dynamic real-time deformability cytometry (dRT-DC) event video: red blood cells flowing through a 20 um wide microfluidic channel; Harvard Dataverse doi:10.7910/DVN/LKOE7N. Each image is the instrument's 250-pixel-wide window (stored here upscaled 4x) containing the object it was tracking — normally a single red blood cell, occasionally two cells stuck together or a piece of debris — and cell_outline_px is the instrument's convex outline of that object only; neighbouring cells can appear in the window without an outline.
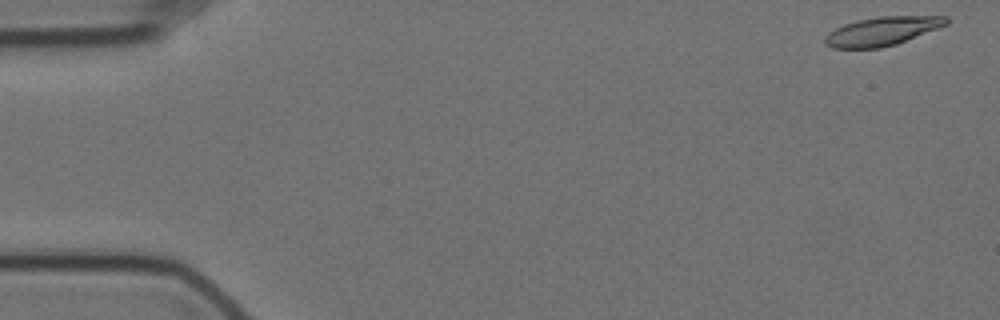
{"species": "Egyptian fruit bat (a non-hibernating species)", "species_latin": "Rousettus aegyptiacus", "temperature_condition": "cold", "stored_images_in_passage": 49, "camera_frame_rate_fps": 3000, "um_per_image_px": 0.085, "animal": {"sex": "female"}, "frame": {"image": 1, "passage_image": 1, "time_ms": 0.0, "image_size_px": [1000, 320], "cell_outline_px": [[948, 24], [896, 44], [880, 48], [832, 48], [824, 44], [824, 36], [828, 32], [844, 24], [856, 20], [880, 16], [948, 16]], "centroid_in_image_um": [74.94, 2.65], "position_along_channel_um": 10.1, "area_um2": 20.29}}
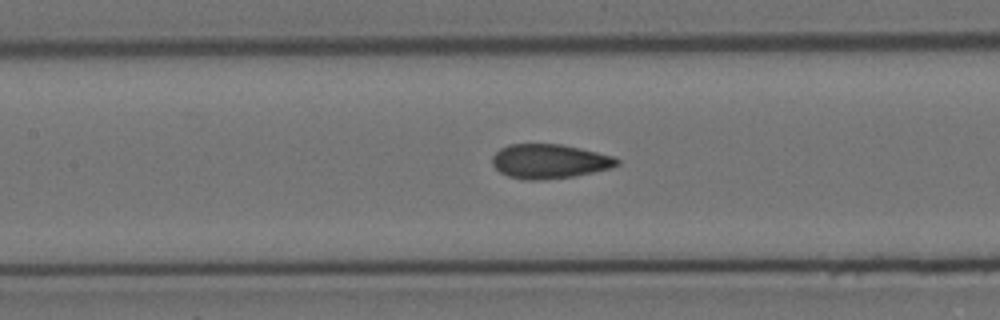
{"frame": {"image": 2, "passage_image": 24, "time_ms": 7.667, "image_size_px": [1000, 320], "cell_outline_px": [[620, 164], [612, 168], [572, 176], [544, 180], [528, 180], [508, 176], [500, 172], [492, 164], [492, 156], [500, 148], [508, 144], [560, 144], [580, 148], [616, 156], [620, 160]], "centroid_in_image_um": [46.72, 13.7], "position_along_channel_um": 160.7, "area_um2": 25.09}}
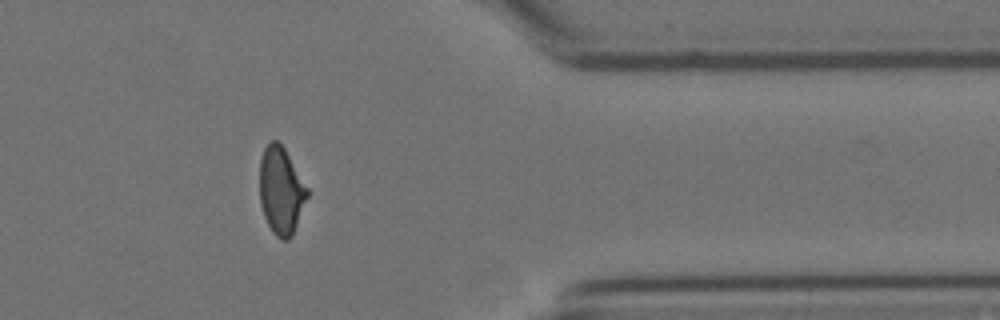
{"frame": {"image": 3, "passage_image": 45, "time_ms": 14.667, "image_size_px": [1000, 320], "cell_outline_px": [[308, 196], [292, 236], [288, 240], [280, 240], [272, 232], [264, 216], [260, 204], [260, 156], [264, 148], [272, 140], [276, 140], [284, 148], [308, 188]], "centroid_in_image_um": [23.88, 16.22], "position_along_channel_um": 387.5, "area_um2": 24.16}, "authors_computed_cell_mechanics": {"area_um2": 24.276, "velocity_mm_per_s": 3.5142, "shape_relaxation_time_tau1_ms": 1.4979, "shape_relaxation_time_tau2_ms": 1.314, "deformation_change_tau1": 0.1999, "deformation_change_tau2": 0.0579}}